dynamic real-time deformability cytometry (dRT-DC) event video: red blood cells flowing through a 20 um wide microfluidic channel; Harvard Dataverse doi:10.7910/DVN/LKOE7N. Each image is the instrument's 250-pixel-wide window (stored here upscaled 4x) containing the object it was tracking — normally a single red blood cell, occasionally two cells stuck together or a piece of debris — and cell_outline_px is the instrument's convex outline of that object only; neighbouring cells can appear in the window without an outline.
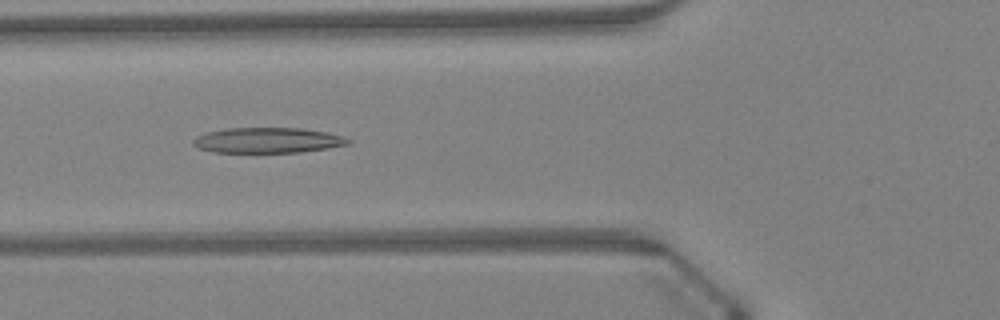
{"species": "Egyptian fruit bat (a non-hibernating species)", "species_latin": "Rousettus aegyptiacus", "temperature_condition": "warm", "stored_images_in_passage": 47, "camera_frame_rate_fps": 3000, "um_per_image_px": 0.085, "animal": {"sex": "female"}, "frame": {"image": 1, "passage_image": 18, "time_ms": 5.667, "image_size_px": [1000, 320], "cell_outline_px": [[352, 140], [348, 144], [328, 148], [300, 152], [212, 152], [196, 148], [192, 144], [192, 140], [196, 136], [208, 132], [228, 128], [300, 128], [328, 132], [344, 136]], "centroid_in_image_um": [22.74, 11.92], "position_along_channel_um": 103.1, "area_um2": 23.0}}
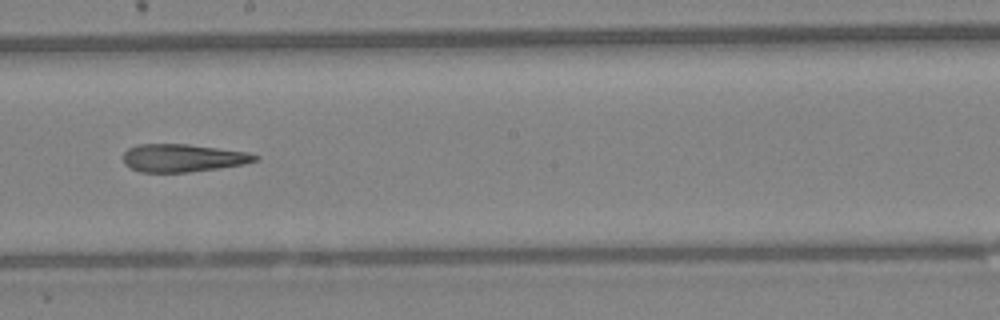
{"frame": {"image": 2, "passage_image": 27, "time_ms": 8.667, "image_size_px": [1000, 320], "cell_outline_px": [[260, 160], [244, 164], [188, 172], [140, 172], [124, 164], [124, 152], [128, 148], [136, 144], [188, 144], [244, 152], [260, 156]], "centroid_in_image_um": [15.52, 13.42], "position_along_channel_um": 232.7, "area_um2": 21.21}}
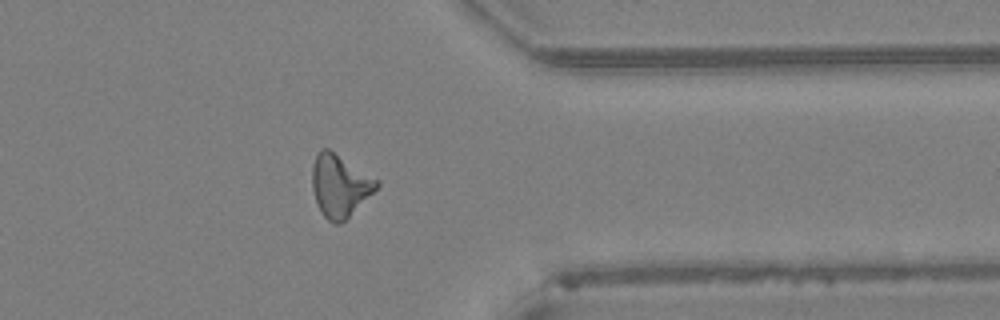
{"frame": {"image": 3, "passage_image": 38, "time_ms": 12.333, "image_size_px": [1000, 320], "cell_outline_px": [[380, 184], [340, 224], [332, 224], [320, 212], [312, 188], [312, 164], [316, 152], [320, 148], [328, 148], [380, 180]], "centroid_in_image_um": [28.85, 15.74], "position_along_channel_um": 382.6, "area_um2": 23.29}, "authors_computed_cell_mechanics": {"area_um2": 22.5998, "velocity_mm_per_s": 4.347, "shape_relaxation_time_tau1_ms": null, "shape_relaxation_time_tau2_ms": 6.0642, "deformation_change_tau1": null, "deformation_change_tau2": 0.2222}}